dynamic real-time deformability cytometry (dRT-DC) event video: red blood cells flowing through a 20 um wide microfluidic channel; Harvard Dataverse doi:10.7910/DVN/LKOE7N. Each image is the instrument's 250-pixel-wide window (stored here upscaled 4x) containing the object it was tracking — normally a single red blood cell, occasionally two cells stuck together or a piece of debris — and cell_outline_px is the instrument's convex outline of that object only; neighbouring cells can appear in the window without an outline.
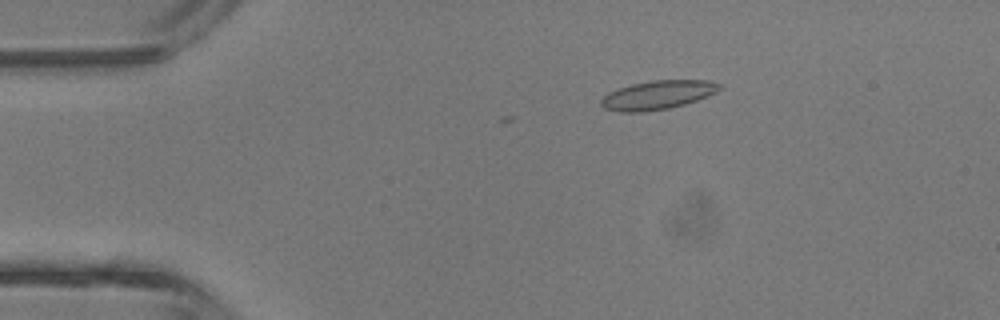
{"species": "common noctule bat (a hibernating species)", "species_latin": "Nyctalus noctula", "temperature_condition": "room temperature", "stored_images_in_passage": 6, "camera_frame_rate_fps": 3000, "um_per_image_px": 0.085, "animal": {"sex": "male", "body_mass_g": 13.3}, "frame": {"image": 1, "passage_image": 3, "time_ms": 2.333, "image_size_px": [1000, 320], "cell_outline_px": [[724, 88], [708, 96], [684, 104], [668, 108], [640, 112], [620, 112], [604, 108], [600, 104], [600, 100], [608, 92], [632, 84], [652, 80], [708, 80], [724, 84]], "centroid_in_image_um": [55.94, 8.06], "position_along_channel_um": 29.1, "area_um2": 19.94}}
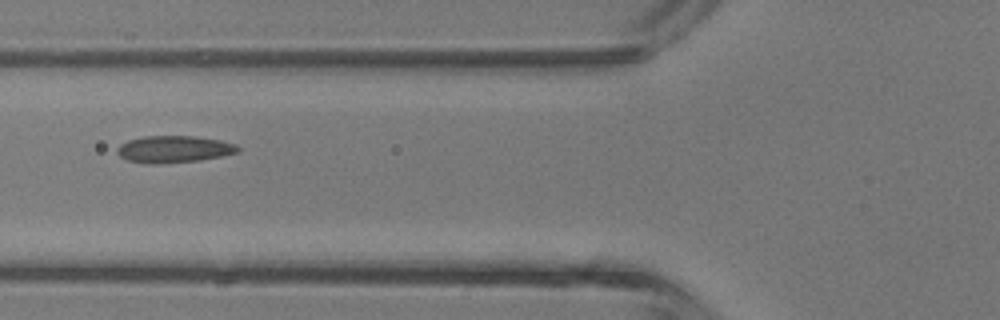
{"frame": {"image": 2, "passage_image": 5, "time_ms": 5.333, "image_size_px": [1000, 320], "cell_outline_px": [[240, 152], [200, 160], [160, 164], [144, 164], [128, 160], [120, 156], [116, 152], [116, 148], [120, 144], [128, 140], [144, 136], [192, 136], [220, 140], [236, 144], [240, 148]], "centroid_in_image_um": [14.76, 12.69], "position_along_channel_um": 111.0, "area_um2": 19.07}}
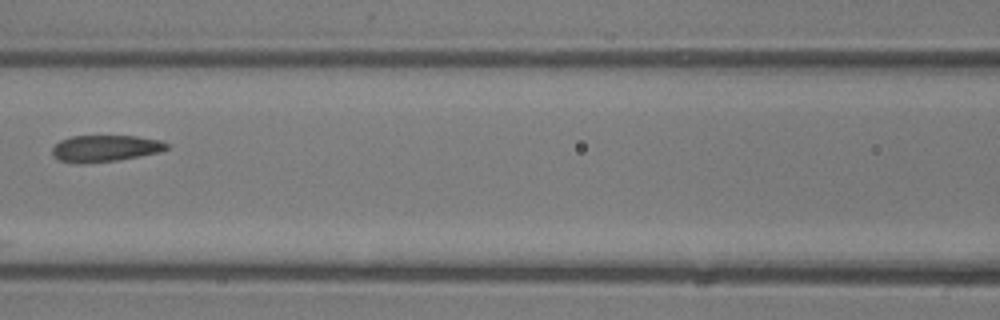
{"frame": {"image": 3, "passage_image": 6, "time_ms": 6.333, "image_size_px": [1000, 320], "cell_outline_px": [[168, 148], [160, 152], [120, 160], [84, 164], [80, 164], [60, 160], [52, 156], [52, 148], [60, 140], [72, 136], [136, 136], [160, 140], [168, 144]], "centroid_in_image_um": [8.93, 12.62], "position_along_channel_um": 157.7, "area_um2": 17.86}}